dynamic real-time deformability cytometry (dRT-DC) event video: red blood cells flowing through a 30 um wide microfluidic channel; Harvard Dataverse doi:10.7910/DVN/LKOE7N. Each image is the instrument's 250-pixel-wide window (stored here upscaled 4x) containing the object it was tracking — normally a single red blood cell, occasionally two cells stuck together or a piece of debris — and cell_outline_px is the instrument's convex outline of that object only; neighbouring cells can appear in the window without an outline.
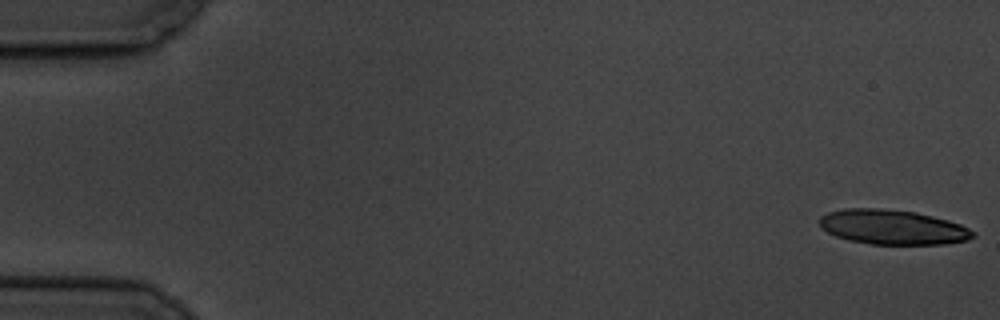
{"species": "common noctule bat (a hibernating species)", "species_latin": "Nyctalus noctula", "temperature_condition": "cold", "stored_images_in_passage": 6, "camera_frame_rate_fps": 3000, "um_per_image_px": 0.085, "animal": {"sex": "male", "body_mass_g": 19.5, "forearm_length_mm": 54.6}, "frame": {"image": 1, "passage_image": 1, "time_ms": 0.0, "image_size_px": [1000, 320], "cell_outline_px": [[976, 236], [968, 240], [944, 244], [872, 244], [848, 240], [836, 236], [820, 228], [820, 216], [828, 212], [844, 208], [880, 208], [916, 212], [948, 220], [960, 224], [976, 232]], "centroid_in_image_um": [75.88, 19.3], "position_along_channel_um": 9.1, "area_um2": 31.15}}